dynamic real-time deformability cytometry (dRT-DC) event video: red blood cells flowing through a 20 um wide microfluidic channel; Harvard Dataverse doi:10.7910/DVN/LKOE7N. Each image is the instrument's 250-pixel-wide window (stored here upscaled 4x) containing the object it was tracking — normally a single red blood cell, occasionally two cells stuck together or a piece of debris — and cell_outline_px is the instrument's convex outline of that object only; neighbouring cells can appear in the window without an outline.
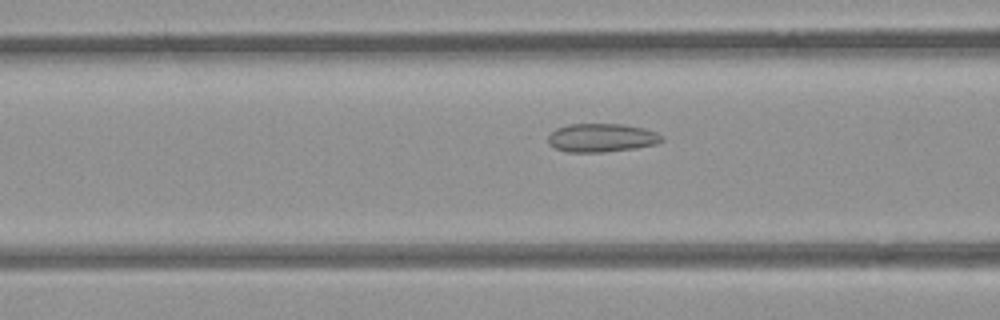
{"species": "common noctule bat (a hibernating species)", "species_latin": "Nyctalus noctula", "temperature_condition": "room temperature", "stored_images_in_passage": 48, "camera_frame_rate_fps": 3000, "um_per_image_px": 0.085, "animal": {"sex": "female", "body_mass_g": 21.9}, "frame": {"image": 1, "passage_image": 16, "time_ms": 5.0, "image_size_px": [1000, 320], "cell_outline_px": [[664, 140], [656, 144], [636, 148], [604, 152], [568, 152], [556, 148], [548, 144], [548, 136], [556, 128], [568, 124], [624, 124], [644, 128], [656, 132], [664, 136]], "centroid_in_image_um": [51.15, 11.71], "position_along_channel_um": 115.4, "area_um2": 19.02}}
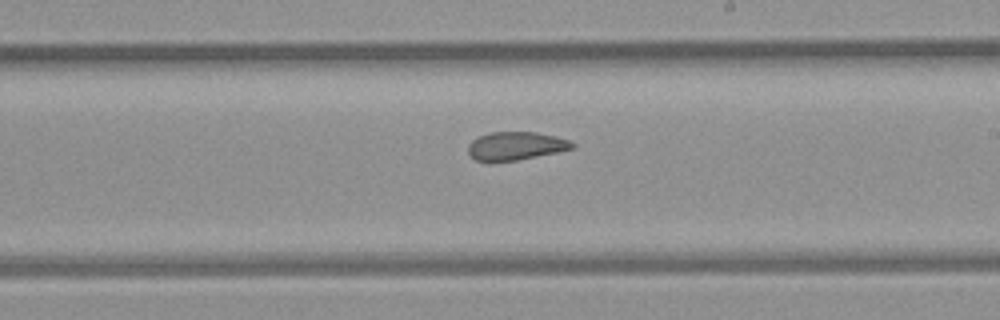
{"frame": {"image": 2, "passage_image": 26, "time_ms": 8.333, "image_size_px": [1000, 320], "cell_outline_px": [[576, 144], [572, 148], [556, 152], [516, 160], [476, 160], [468, 152], [468, 144], [476, 136], [492, 132], [536, 132], [556, 136], [568, 140]], "centroid_in_image_um": [43.83, 12.37], "position_along_channel_um": 245.2, "area_um2": 16.82}}
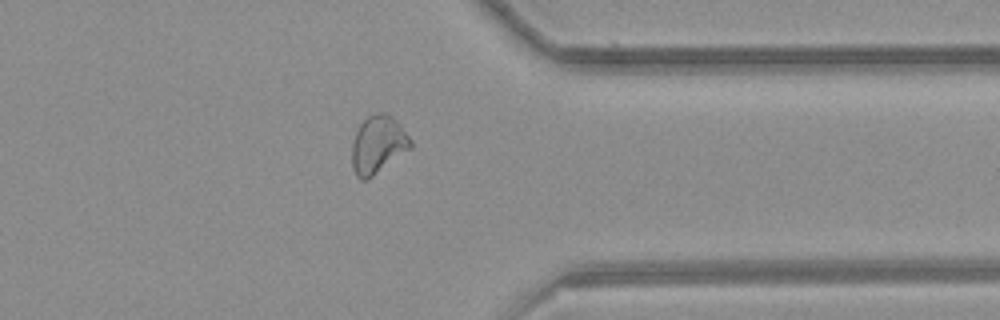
{"frame": {"image": 3, "passage_image": 37, "time_ms": 12.0, "image_size_px": [1000, 320], "cell_outline_px": [[412, 148], [368, 180], [360, 180], [356, 176], [352, 168], [352, 144], [356, 132], [360, 124], [368, 116], [376, 112], [384, 112], [392, 116], [400, 124], [412, 140]], "centroid_in_image_um": [32.14, 12.31], "position_along_channel_um": 379.3, "area_um2": 20.0}, "authors_computed_cell_mechanics": {"area_um2": 19.4786, "velocity_mm_per_s": 3.887, "shape_relaxation_time_tau1_ms": null, "shape_relaxation_time_tau2_ms": 1.8982, "deformation_change_tau1": null, "deformation_change_tau2": 0.0737}}